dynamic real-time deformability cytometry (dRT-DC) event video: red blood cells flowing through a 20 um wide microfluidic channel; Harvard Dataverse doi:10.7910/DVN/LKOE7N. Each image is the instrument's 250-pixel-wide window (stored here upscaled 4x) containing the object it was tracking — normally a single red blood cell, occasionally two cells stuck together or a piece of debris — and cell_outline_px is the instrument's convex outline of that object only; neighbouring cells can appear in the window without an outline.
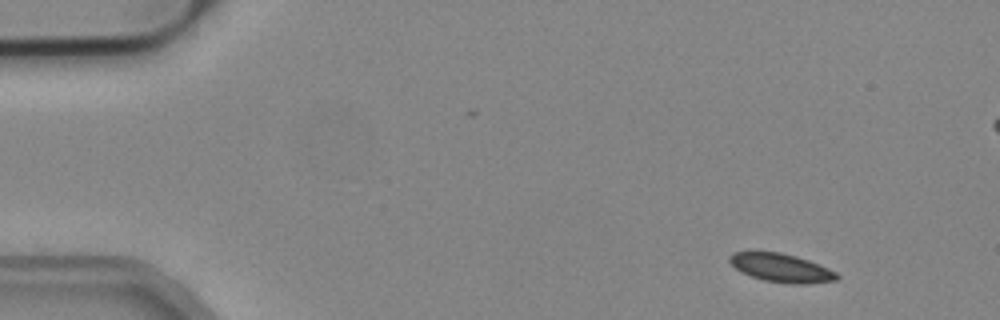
{"species": "common noctule bat (a hibernating species)", "species_latin": "Nyctalus noctula", "temperature_condition": "cold", "stored_images_in_passage": 5, "camera_frame_rate_fps": 3000, "um_per_image_px": 0.085, "animal": {"sex": "male", "body_mass_g": 19.2, "forearm_length_mm": 51.8}, "frame": {"image": 1, "passage_image": 1, "time_ms": 0.0, "image_size_px": [1000, 320], "cell_outline_px": [[840, 276], [836, 280], [808, 284], [788, 284], [764, 280], [752, 276], [736, 268], [728, 260], [728, 256], [732, 252], [752, 248], [756, 248], [780, 252], [796, 256], [808, 260], [828, 268], [836, 272]], "centroid_in_image_um": [66.33, 22.71], "position_along_channel_um": 18.7, "area_um2": 18.44}}